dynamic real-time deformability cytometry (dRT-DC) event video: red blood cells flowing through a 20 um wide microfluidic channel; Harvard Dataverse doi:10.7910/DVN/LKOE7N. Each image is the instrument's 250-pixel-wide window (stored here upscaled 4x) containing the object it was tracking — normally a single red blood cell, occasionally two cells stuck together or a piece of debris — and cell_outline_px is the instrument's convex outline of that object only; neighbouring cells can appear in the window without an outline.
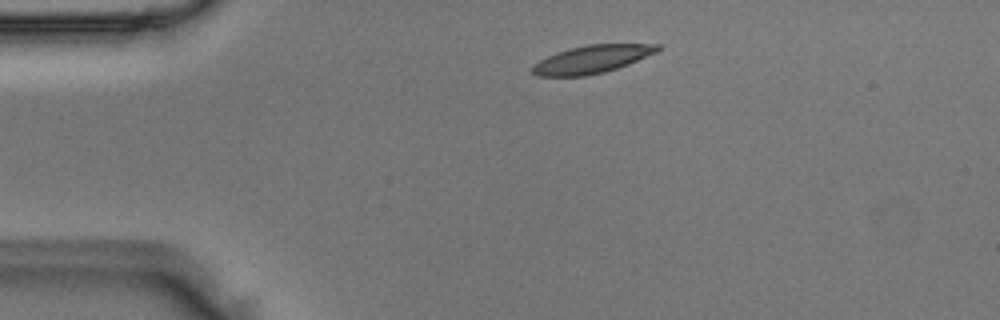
{"species": "Egyptian fruit bat (a non-hibernating species)", "species_latin": "Rousettus aegyptiacus", "temperature_condition": "room temperature", "stored_images_in_passage": 42, "camera_frame_rate_fps": 3000, "um_per_image_px": 0.085, "animal": {"sex": "male"}, "frame": {"image": 1, "passage_image": 2, "time_ms": 0.333, "image_size_px": [1000, 320], "cell_outline_px": [[660, 48], [656, 52], [628, 64], [604, 72], [584, 76], [536, 76], [532, 72], [532, 64], [556, 52], [588, 44], [660, 44]], "centroid_in_image_um": [50.28, 5.04], "position_along_channel_um": 34.7, "area_um2": 20.11}}
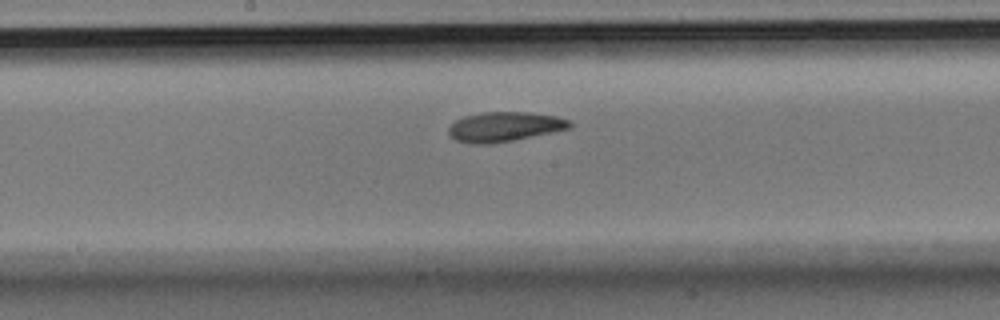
{"frame": {"image": 2, "passage_image": 18, "time_ms": 5.667, "image_size_px": [1000, 320], "cell_outline_px": [[572, 124], [568, 128], [552, 132], [512, 140], [488, 144], [476, 144], [456, 140], [448, 132], [448, 128], [456, 120], [464, 116], [480, 112], [528, 112], [556, 116], [572, 120]], "centroid_in_image_um": [42.88, 10.76], "position_along_channel_um": 205.3, "area_um2": 20.75}}
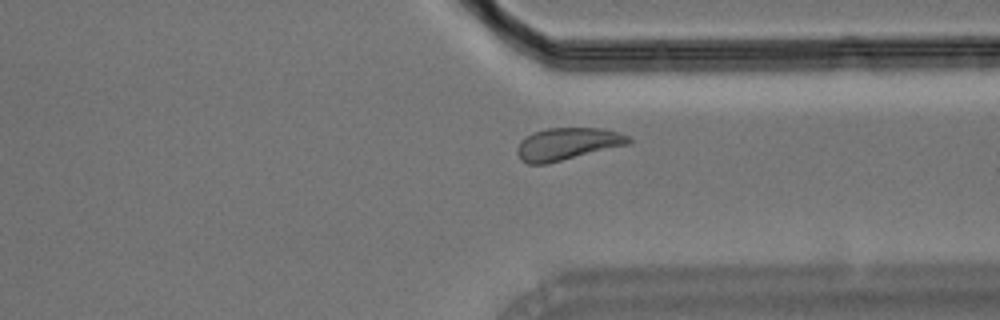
{"frame": {"image": 3, "passage_image": 30, "time_ms": 9.667, "image_size_px": [1000, 320], "cell_outline_px": [[632, 140], [628, 144], [548, 164], [528, 164], [520, 160], [516, 152], [516, 148], [520, 140], [524, 136], [532, 132], [548, 128], [604, 128], [620, 132], [628, 136]], "centroid_in_image_um": [48.18, 12.23], "position_along_channel_um": 363.2, "area_um2": 21.21}}